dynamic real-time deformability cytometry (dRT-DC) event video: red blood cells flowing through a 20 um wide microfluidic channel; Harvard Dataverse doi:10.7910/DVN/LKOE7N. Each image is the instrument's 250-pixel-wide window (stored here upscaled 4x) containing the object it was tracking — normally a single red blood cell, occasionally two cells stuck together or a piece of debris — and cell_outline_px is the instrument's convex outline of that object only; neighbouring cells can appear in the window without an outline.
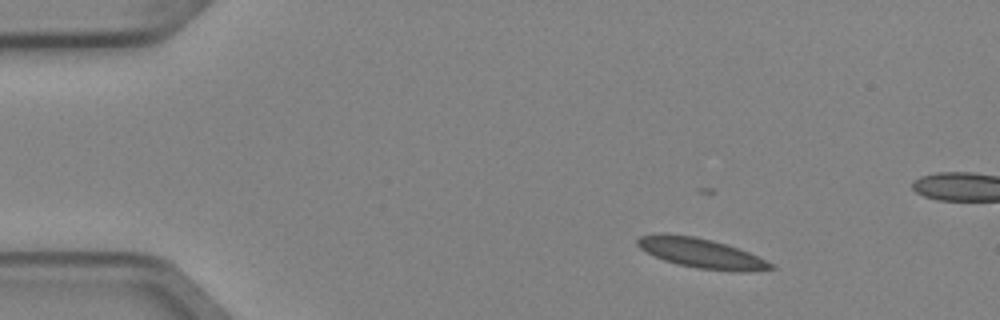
{"species": "Egyptian fruit bat (a non-hibernating species)", "species_latin": "Rousettus aegyptiacus", "temperature_condition": "cold", "stored_images_in_passage": 4, "camera_frame_rate_fps": 3000, "um_per_image_px": 0.085, "animal": {"sex": "female"}, "frame": {"image": 1, "passage_image": 1, "time_ms": 0.0, "image_size_px": [1000, 320], "cell_outline_px": [[776, 268], [744, 272], [740, 272], [696, 268], [664, 260], [640, 248], [636, 244], [636, 240], [640, 236], [656, 232], [668, 232], [696, 236], [712, 240], [748, 252], [772, 264]], "centroid_in_image_um": [59.53, 21.49], "position_along_channel_um": 25.5, "area_um2": 23.0}}